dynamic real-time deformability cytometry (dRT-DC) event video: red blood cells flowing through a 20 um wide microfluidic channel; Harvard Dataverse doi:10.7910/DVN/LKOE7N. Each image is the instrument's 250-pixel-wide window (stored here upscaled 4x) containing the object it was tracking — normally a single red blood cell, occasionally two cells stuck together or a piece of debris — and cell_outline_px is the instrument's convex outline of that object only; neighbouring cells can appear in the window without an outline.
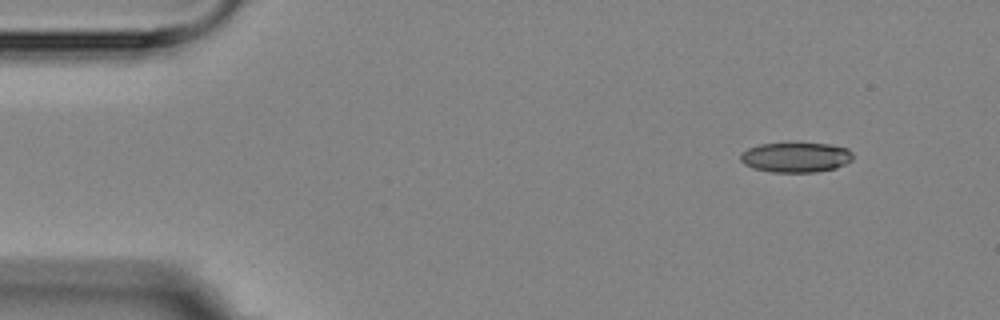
{"species": "Egyptian fruit bat (a non-hibernating species)", "species_latin": "Rousettus aegyptiacus", "temperature_condition": "room temperature", "stored_images_in_passage": 5, "camera_frame_rate_fps": 3000, "um_per_image_px": 0.085, "animal": {"sex": "female"}, "frame": {"image": 1, "passage_image": 5, "time_ms": 5.0, "image_size_px": [1000, 320], "cell_outline_px": [[852, 160], [836, 168], [816, 172], [772, 172], [752, 168], [744, 164], [740, 160], [740, 152], [748, 148], [760, 144], [788, 140], [828, 144], [848, 148], [852, 152]], "centroid_in_image_um": [67.61, 13.32], "position_along_channel_um": 17.4, "area_um2": 20.52}}